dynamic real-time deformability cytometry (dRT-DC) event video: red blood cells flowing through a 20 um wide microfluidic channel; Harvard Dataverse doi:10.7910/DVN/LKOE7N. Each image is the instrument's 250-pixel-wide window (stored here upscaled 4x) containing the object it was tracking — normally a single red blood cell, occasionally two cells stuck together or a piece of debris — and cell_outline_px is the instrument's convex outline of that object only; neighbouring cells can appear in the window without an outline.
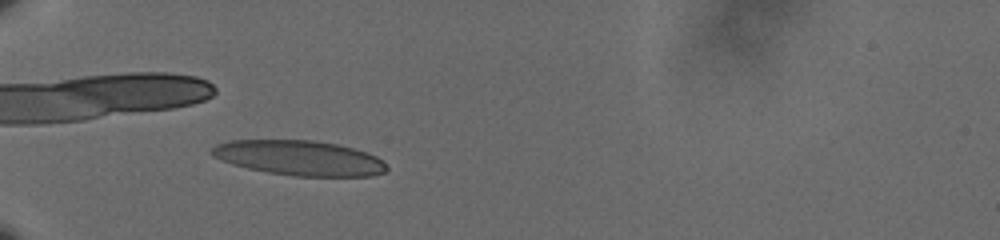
{"species": "human", "species_latin": "Homo sapiens", "temperature_condition": "cold", "stored_images_in_passage": 44, "camera_frame_rate_fps": 3000, "um_per_image_px": 0.085, "donor": {"sex": "male"}, "frame": {"image": 1, "passage_image": 6, "time_ms": 1.667, "image_size_px": [1000, 240], "cell_outline_px": [[388, 168], [384, 172], [372, 176], [296, 176], [268, 172], [248, 168], [232, 164], [212, 156], [208, 152], [216, 144], [232, 140], [312, 140], [336, 144], [352, 148], [376, 156]], "centroid_in_image_um": [25.4, 13.42], "position_along_channel_um": 59.6, "area_um2": 35.37}}
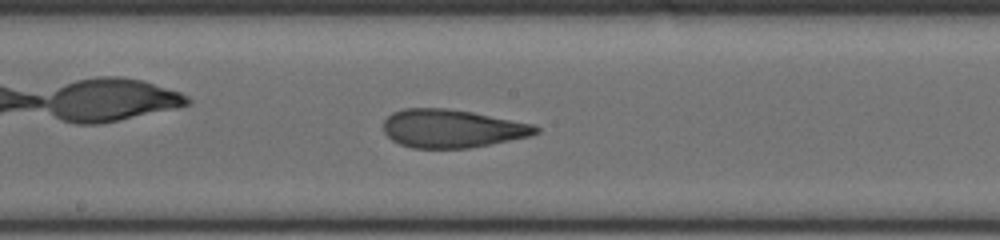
{"frame": {"image": 2, "passage_image": 20, "time_ms": 6.333, "image_size_px": [1000, 240], "cell_outline_px": [[540, 132], [532, 136], [468, 148], [412, 148], [400, 144], [392, 140], [384, 132], [384, 120], [392, 112], [404, 108], [448, 108], [472, 112], [536, 124], [540, 128]], "centroid_in_image_um": [38.45, 10.92], "position_along_channel_um": 209.7, "area_um2": 34.16}}
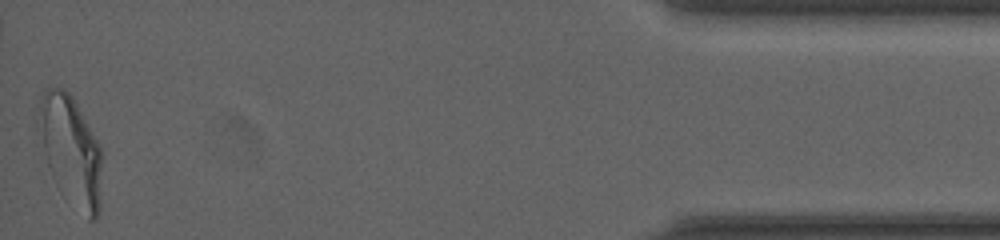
{"frame": {"image": 3, "passage_image": 44, "time_ms": 14.333, "image_size_px": [1000, 240], "cell_outline_px": [[100, 212], [96, 220], [88, 220], [48, 164], [36, 124], [36, 120], [40, 100], [44, 88], [64, 88], [72, 96], [100, 144]], "centroid_in_image_um": [6.02, 12.64], "position_along_channel_um": 429.2, "area_um2": 38.73}, "authors_computed_cell_mechanics": {"area_um2": 34.68, "velocity_mm_per_s": 3.6111, "shape_relaxation_time_tau1_ms": null, "shape_relaxation_time_tau2_ms": 1.5465, "deformation_change_tau1": null, "deformation_change_tau2": 0.0986}}